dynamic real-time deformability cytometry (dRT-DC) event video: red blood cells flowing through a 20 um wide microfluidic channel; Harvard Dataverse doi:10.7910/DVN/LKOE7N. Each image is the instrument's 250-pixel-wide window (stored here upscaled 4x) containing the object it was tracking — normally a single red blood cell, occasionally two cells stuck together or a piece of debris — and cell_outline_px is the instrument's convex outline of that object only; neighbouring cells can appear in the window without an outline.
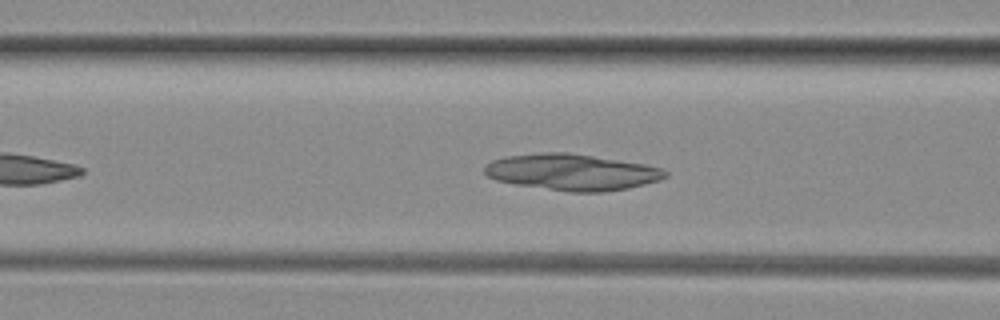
{"species": "common noctule bat (a hibernating species)", "species_latin": "Nyctalus noctula", "temperature_condition": "room temperature", "stored_images_in_passage": 36, "camera_frame_rate_fps": 3000, "um_per_image_px": 0.085, "animal": {"sex": "female", "body_mass_g": 29.2, "forearm_length_mm": 56.3}, "frame": {"image": 1, "passage_image": 10, "time_ms": 3.0, "image_size_px": [1000, 320], "cell_outline_px": [[668, 176], [660, 180], [628, 188], [604, 192], [568, 192], [516, 184], [496, 180], [488, 176], [484, 172], [484, 164], [492, 160], [504, 156], [540, 152], [568, 152], [644, 164], [660, 168], [668, 172]], "centroid_in_image_um": [48.59, 14.63], "position_along_channel_um": 118.0, "area_um2": 38.32}}
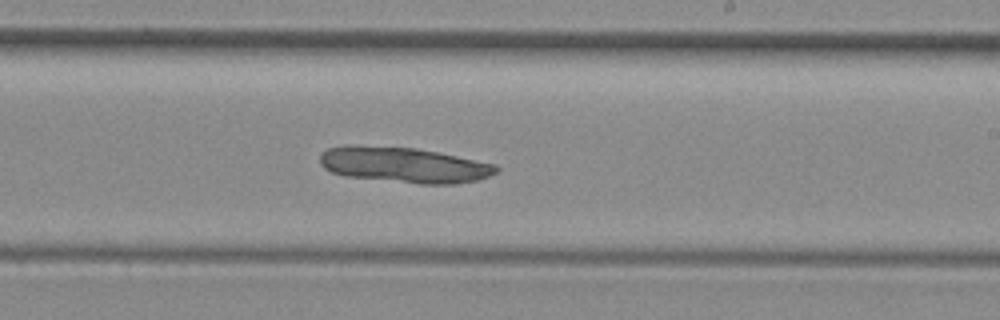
{"frame": {"image": 2, "passage_image": 20, "time_ms": 6.333, "image_size_px": [1000, 320], "cell_outline_px": [[500, 168], [496, 172], [488, 176], [476, 180], [456, 184], [420, 184], [344, 176], [332, 172], [324, 168], [320, 164], [320, 156], [328, 148], [348, 144], [356, 144], [416, 148], [496, 164]], "centroid_in_image_um": [34.3, 14.01], "position_along_channel_um": 254.7, "area_um2": 36.65}}
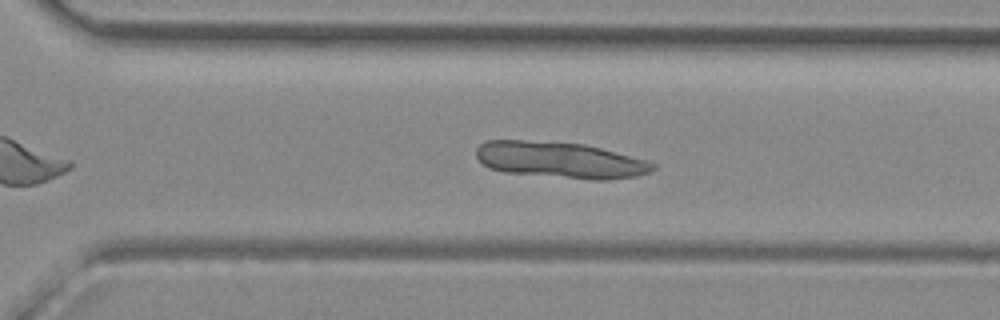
{"frame": {"image": 3, "passage_image": 25, "time_ms": 8.0, "image_size_px": [1000, 320], "cell_outline_px": [[656, 168], [648, 172], [636, 176], [608, 180], [592, 180], [504, 172], [488, 168], [476, 156], [476, 148], [484, 140], [524, 140], [584, 144], [600, 148], [644, 160], [656, 164]], "centroid_in_image_um": [47.56, 13.6], "position_along_channel_um": 323.0, "area_um2": 37.11}}